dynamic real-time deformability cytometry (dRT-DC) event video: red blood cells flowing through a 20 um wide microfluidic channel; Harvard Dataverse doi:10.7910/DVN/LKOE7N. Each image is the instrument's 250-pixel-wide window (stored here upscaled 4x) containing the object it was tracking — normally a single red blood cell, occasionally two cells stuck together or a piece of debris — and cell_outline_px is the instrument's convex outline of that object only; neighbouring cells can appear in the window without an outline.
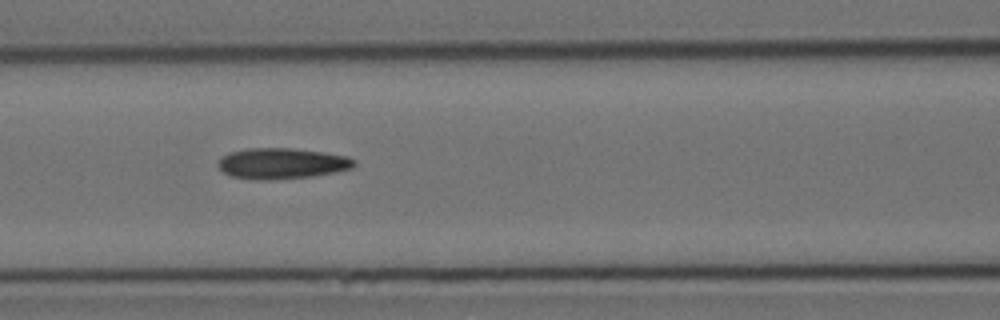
{"species": "Egyptian fruit bat (a non-hibernating species)", "species_latin": "Rousettus aegyptiacus", "temperature_condition": "cold", "stored_images_in_passage": 9, "camera_frame_rate_fps": 3000, "um_per_image_px": 0.085, "animal": {"sex": "female"}, "frame": {"image": 1, "passage_image": 6, "time_ms": 6.667, "image_size_px": [1000, 320], "cell_outline_px": [[356, 164], [352, 168], [336, 172], [312, 176], [272, 180], [260, 180], [232, 176], [224, 172], [216, 164], [220, 156], [228, 152], [244, 148], [292, 148], [324, 152], [348, 156], [356, 160]], "centroid_in_image_um": [23.95, 13.88], "position_along_channel_um": 142.7, "area_um2": 24.74}}
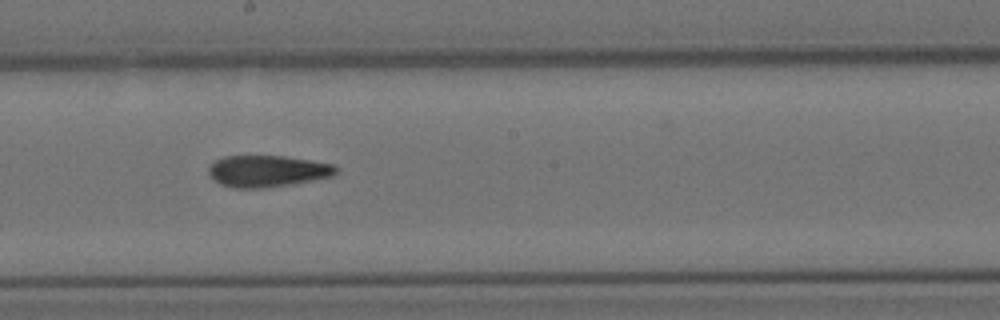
{"frame": {"image": 2, "passage_image": 8, "time_ms": 9.0, "image_size_px": [1000, 320], "cell_outline_px": [[336, 172], [332, 176], [292, 184], [264, 188], [236, 188], [220, 184], [208, 172], [208, 168], [216, 160], [224, 156], [284, 156], [312, 160], [336, 164]], "centroid_in_image_um": [22.75, 14.54], "position_along_channel_um": 225.4, "area_um2": 23.35}}
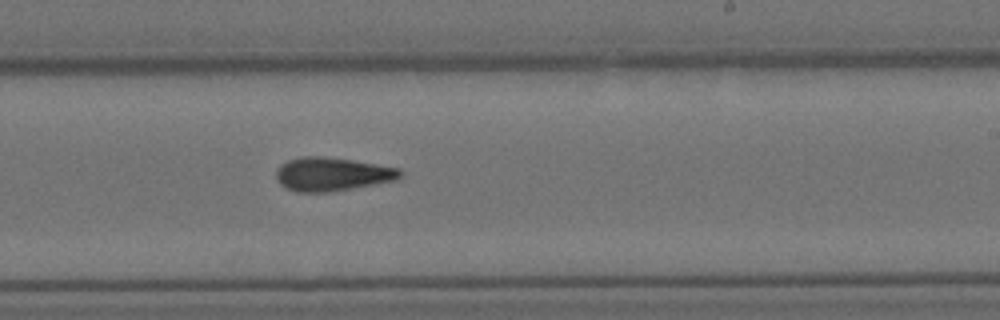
{"frame": {"image": 3, "passage_image": 9, "time_ms": 10.0, "image_size_px": [1000, 320], "cell_outline_px": [[404, 172], [396, 180], [332, 192], [296, 192], [280, 184], [276, 176], [276, 172], [280, 164], [288, 160], [300, 156], [320, 156], [352, 160], [400, 168]], "centroid_in_image_um": [28.23, 14.8], "position_along_channel_um": 260.8, "area_um2": 24.28}}